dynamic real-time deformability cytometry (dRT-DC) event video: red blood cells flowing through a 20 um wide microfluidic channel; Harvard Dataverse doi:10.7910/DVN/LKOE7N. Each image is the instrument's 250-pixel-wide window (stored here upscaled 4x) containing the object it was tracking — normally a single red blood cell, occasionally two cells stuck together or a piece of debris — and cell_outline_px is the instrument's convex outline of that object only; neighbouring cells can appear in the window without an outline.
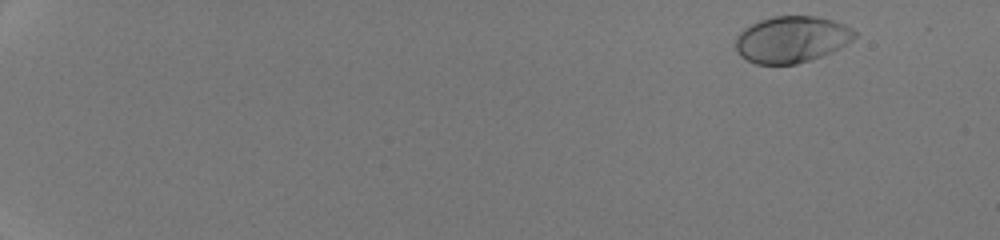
{"species": "human", "species_latin": "Homo sapiens", "temperature_condition": "room temperature", "stored_images_in_passage": 50, "camera_frame_rate_fps": 3000, "um_per_image_px": 0.085, "donor": {"sex": "male"}, "frame": {"image": 1, "passage_image": 3, "time_ms": 0.667, "image_size_px": [1000, 240], "cell_outline_px": [[856, 36], [852, 40], [832, 52], [796, 64], [756, 64], [740, 56], [736, 48], [736, 36], [744, 28], [760, 20], [772, 16], [816, 16], [832, 20], [844, 24], [852, 28], [856, 32]], "centroid_in_image_um": [67.28, 3.34], "position_along_channel_um": 17.7, "area_um2": 32.14}}
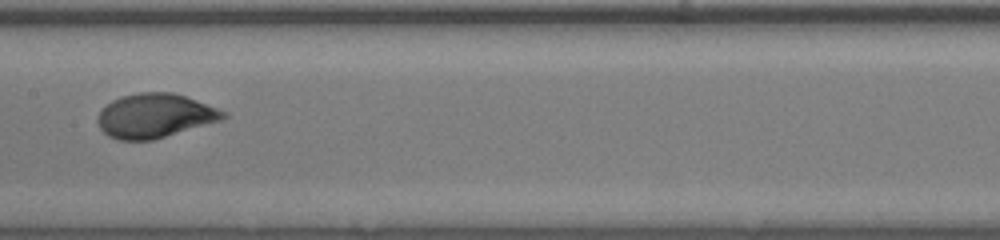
{"frame": {"image": 2, "passage_image": 29, "time_ms": 9.333, "image_size_px": [1000, 240], "cell_outline_px": [[228, 116], [224, 120], [152, 140], [120, 140], [108, 136], [100, 128], [96, 120], [100, 112], [112, 100], [124, 96], [140, 92], [172, 92], [184, 96], [228, 112]], "centroid_in_image_um": [13.19, 9.85], "position_along_channel_um": 194.2, "area_um2": 32.19}}
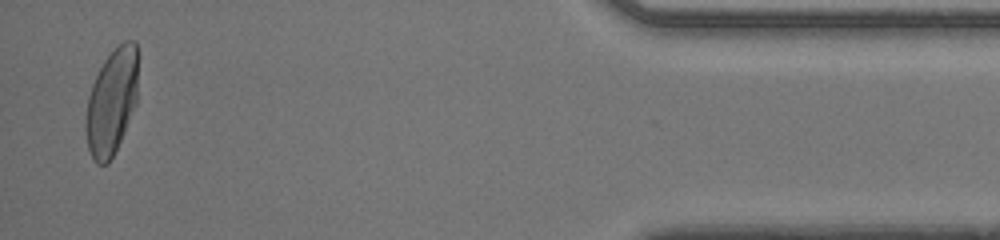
{"frame": {"image": 3, "passage_image": 49, "time_ms": 16.0, "image_size_px": [1000, 240], "cell_outline_px": [[136, 104], [120, 140], [108, 164], [96, 164], [88, 148], [88, 96], [92, 84], [104, 60], [124, 40], [132, 40], [136, 44]], "centroid_in_image_um": [9.51, 8.63], "position_along_channel_um": 425.7, "area_um2": 30.92}, "authors_computed_cell_mechanics": {"area_um2": 31.8478, "velocity_mm_per_s": 4.3026, "shape_relaxation_time_tau1_ms": 2.6422, "shape_relaxation_time_tau2_ms": null, "deformation_change_tau1": 0.1799, "deformation_change_tau2": null}}